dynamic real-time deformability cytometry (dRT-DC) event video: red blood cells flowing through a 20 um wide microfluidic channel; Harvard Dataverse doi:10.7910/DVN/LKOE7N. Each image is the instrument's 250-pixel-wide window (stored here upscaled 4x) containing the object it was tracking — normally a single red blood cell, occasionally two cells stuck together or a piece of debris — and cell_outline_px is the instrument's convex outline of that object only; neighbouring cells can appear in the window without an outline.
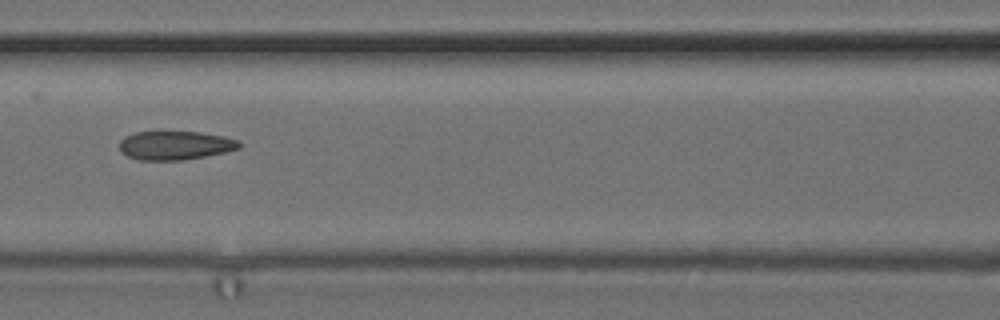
{"species": "common noctule bat (a hibernating species)", "species_latin": "Nyctalus noctula", "temperature_condition": "cold", "stored_images_in_passage": 10, "camera_frame_rate_fps": 3000, "um_per_image_px": 0.085, "animal": {"sex": "female", "body_mass_g": 24.6, "forearm_length_mm": 56.2}, "frame": {"image": 1, "passage_image": 6, "time_ms": 1.667, "image_size_px": [1000, 320], "cell_outline_px": [[244, 144], [240, 148], [224, 152], [204, 156], [180, 160], [140, 160], [128, 156], [120, 152], [120, 140], [124, 136], [136, 132], [156, 128], [200, 132], [224, 136], [240, 140]], "centroid_in_image_um": [14.87, 12.29], "position_along_channel_um": 151.7, "area_um2": 21.04}}
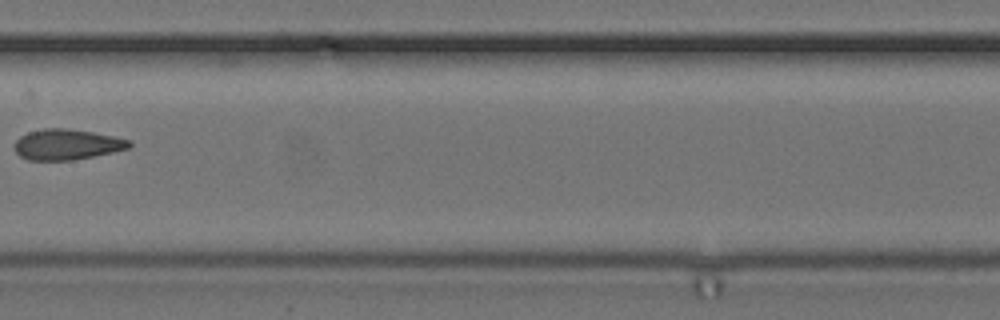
{"frame": {"image": 2, "passage_image": 7, "time_ms": 2.0, "image_size_px": [1000, 320], "cell_outline_px": [[132, 144], [128, 148], [112, 152], [72, 160], [28, 160], [20, 156], [16, 152], [16, 140], [20, 136], [28, 132], [44, 128], [64, 128], [92, 132], [132, 140]], "centroid_in_image_um": [5.68, 12.27], "position_along_channel_um": 201.7, "area_um2": 20.23}}
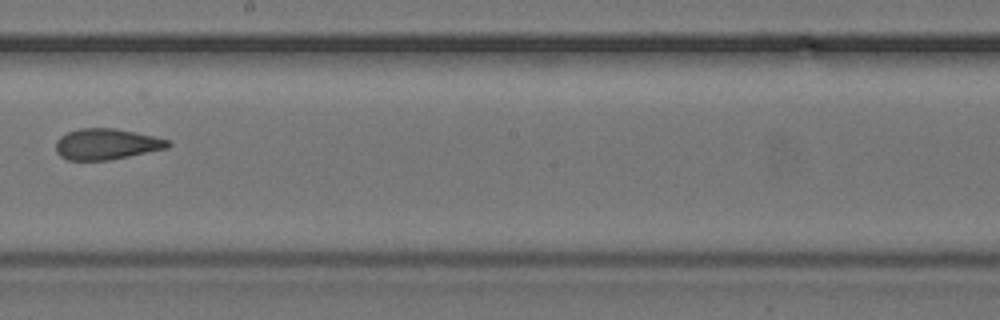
{"frame": {"image": 3, "passage_image": 8, "time_ms": 2.333, "image_size_px": [1000, 320], "cell_outline_px": [[172, 144], [168, 148], [108, 160], [68, 160], [60, 156], [56, 152], [56, 140], [60, 136], [68, 132], [80, 128], [116, 128], [136, 132], [168, 140]], "centroid_in_image_um": [9.03, 12.24], "position_along_channel_um": 239.2, "area_um2": 20.17}}